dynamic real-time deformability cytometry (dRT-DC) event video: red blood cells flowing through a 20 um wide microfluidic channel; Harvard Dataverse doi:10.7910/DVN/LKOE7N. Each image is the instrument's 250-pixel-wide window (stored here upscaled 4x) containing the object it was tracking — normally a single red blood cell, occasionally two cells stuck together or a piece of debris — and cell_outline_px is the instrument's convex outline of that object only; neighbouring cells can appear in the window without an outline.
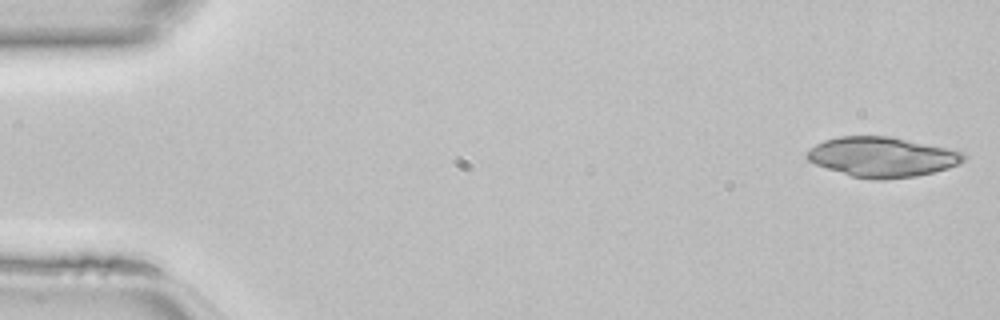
{"species": "common noctule bat (a hibernating species)", "species_latin": "Nyctalus noctula", "temperature_condition": "room temperature", "stored_images_in_passage": 45, "camera_frame_rate_fps": 3000, "um_per_image_px": 0.085, "animal": {"sex": "female", "body_mass_g": 22.7, "forearm_length_mm": 54.2}, "frame": {"image": 1, "passage_image": 1, "time_ms": 0.0, "image_size_px": [1000, 320], "cell_outline_px": [[968, 156], [960, 164], [948, 168], [916, 176], [884, 180], [876, 180], [852, 176], [816, 164], [808, 160], [808, 152], [816, 144], [824, 140], [840, 136], [888, 136], [948, 148], [960, 152]], "centroid_in_image_um": [75.01, 13.34], "position_along_channel_um": 10.0, "area_um2": 36.07}}